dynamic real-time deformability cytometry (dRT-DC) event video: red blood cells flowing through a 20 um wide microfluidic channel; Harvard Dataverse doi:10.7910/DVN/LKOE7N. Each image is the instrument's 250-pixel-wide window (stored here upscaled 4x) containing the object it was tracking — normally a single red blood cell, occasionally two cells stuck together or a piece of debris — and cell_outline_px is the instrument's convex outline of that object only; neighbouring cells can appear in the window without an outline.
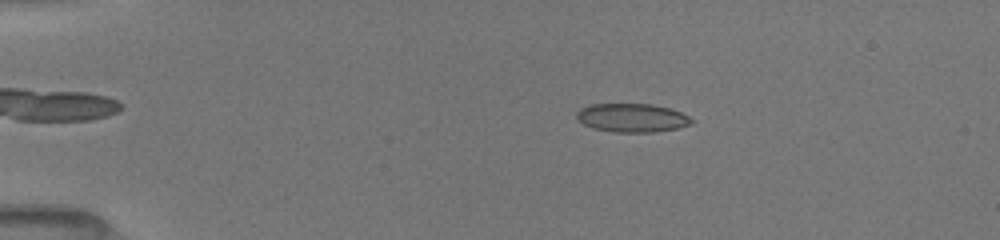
{"species": "common noctule bat (a hibernating species)", "species_latin": "Nyctalus noctula", "temperature_condition": "room temperature", "stored_images_in_passage": 52, "camera_frame_rate_fps": 3000, "um_per_image_px": 0.085, "animal": {"sex": "female", "body_mass_g": 19.5, "forearm_length_mm": 54.1}, "frame": {"image": 1, "passage_image": 9, "time_ms": 2.667, "image_size_px": [1000, 240], "cell_outline_px": [[692, 124], [680, 128], [652, 132], [616, 132], [592, 128], [584, 124], [576, 116], [576, 112], [580, 108], [588, 104], [652, 104], [668, 108], [680, 112], [688, 116], [692, 120]], "centroid_in_image_um": [53.71, 10.01], "position_along_channel_um": 31.3, "area_um2": 19.13}}
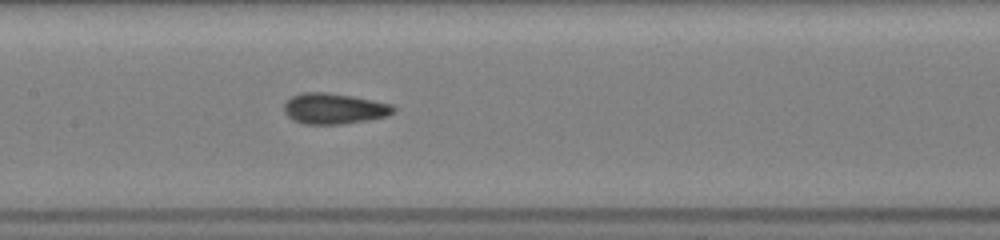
{"frame": {"image": 2, "passage_image": 25, "time_ms": 8.0, "image_size_px": [1000, 240], "cell_outline_px": [[396, 112], [388, 116], [368, 120], [340, 124], [304, 124], [292, 120], [284, 112], [284, 104], [292, 96], [300, 92], [328, 92], [352, 96], [392, 104], [396, 108]], "centroid_in_image_um": [28.41, 9.23], "position_along_channel_um": 179.0, "area_um2": 19.77}}
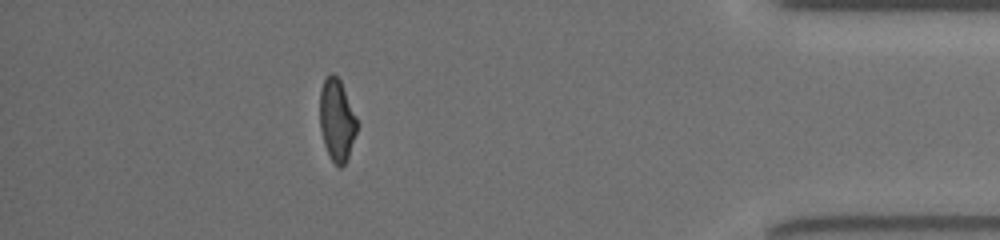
{"frame": {"image": 3, "passage_image": 46, "time_ms": 14.667, "image_size_px": [1000, 240], "cell_outline_px": [[356, 132], [348, 156], [344, 164], [340, 168], [332, 160], [324, 144], [320, 128], [320, 88], [324, 80], [332, 72], [340, 80], [356, 116]], "centroid_in_image_um": [28.61, 10.18], "position_along_channel_um": 406.6, "area_um2": 17.4}, "authors_computed_cell_mechanics": {"area_um2": 18.8428, "velocity_mm_per_s": 4.0211, "shape_relaxation_time_tau1_ms": 7.8916, "shape_relaxation_time_tau2_ms": 1.179, "deformation_change_tau1": 0.1857, "deformation_change_tau2": 0.0706}}